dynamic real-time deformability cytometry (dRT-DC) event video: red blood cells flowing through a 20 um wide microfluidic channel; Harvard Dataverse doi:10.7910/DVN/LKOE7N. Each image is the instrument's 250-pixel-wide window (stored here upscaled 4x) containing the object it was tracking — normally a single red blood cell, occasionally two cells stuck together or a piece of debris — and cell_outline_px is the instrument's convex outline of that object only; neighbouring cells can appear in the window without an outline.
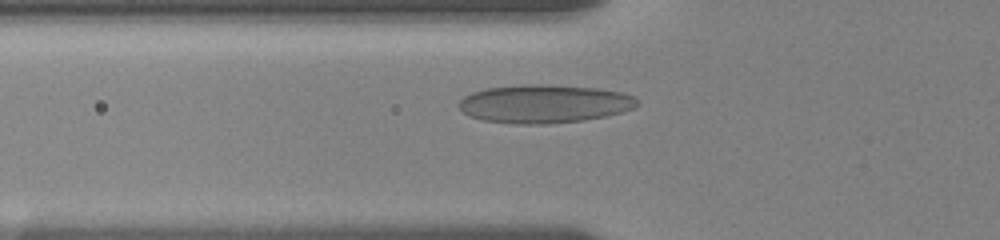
{"species": "human", "species_latin": "Homo sapiens", "temperature_condition": "room temperature", "stored_images_in_passage": 57, "camera_frame_rate_fps": 3000, "um_per_image_px": 0.085, "donor": {"sex": "female"}, "frame": {"image": 1, "passage_image": 3, "time_ms": 0.333, "image_size_px": [1000, 240], "cell_outline_px": [[640, 104], [632, 108], [620, 112], [604, 116], [584, 120], [548, 124], [516, 124], [484, 120], [468, 116], [460, 108], [460, 100], [464, 96], [472, 92], [488, 88], [528, 84], [544, 84], [596, 88], [620, 92], [636, 96]], "centroid_in_image_um": [46.27, 8.82], "position_along_channel_um": 79.5, "area_um2": 39.71}}
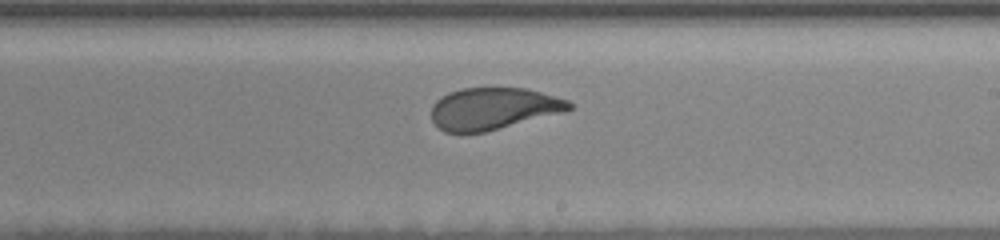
{"frame": {"image": 2, "passage_image": 31, "time_ms": 5.0, "image_size_px": [1000, 240], "cell_outline_px": [[572, 108], [564, 112], [484, 132], [460, 136], [444, 132], [432, 120], [432, 104], [440, 96], [448, 92], [460, 88], [524, 88], [540, 92], [568, 100], [572, 104]], "centroid_in_image_um": [41.86, 9.26], "position_along_channel_um": 247.1, "area_um2": 34.04}}
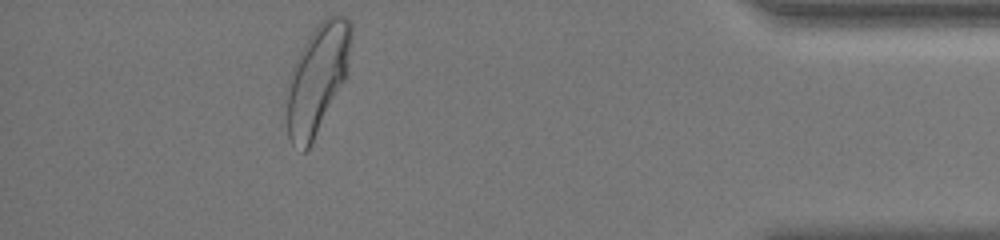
{"frame": {"image": 3, "passage_image": 53, "time_ms": 10.667, "image_size_px": [1000, 240], "cell_outline_px": [[352, 36], [344, 80], [308, 148], [304, 152], [292, 144], [288, 136], [284, 88], [292, 68], [304, 44], [320, 20], [328, 16], [344, 16], [352, 24]], "centroid_in_image_um": [26.92, 6.68], "position_along_channel_um": 408.3, "area_um2": 40.34}, "authors_computed_cell_mechanics": {"area_um2": 35.4892, "velocity_mm_per_s": 3.5742, "shape_relaxation_time_tau1_ms": 3.3732, "shape_relaxation_time_tau2_ms": 0.7682, "deformation_change_tau1": 0.1403, "deformation_change_tau2": 0.0644}}